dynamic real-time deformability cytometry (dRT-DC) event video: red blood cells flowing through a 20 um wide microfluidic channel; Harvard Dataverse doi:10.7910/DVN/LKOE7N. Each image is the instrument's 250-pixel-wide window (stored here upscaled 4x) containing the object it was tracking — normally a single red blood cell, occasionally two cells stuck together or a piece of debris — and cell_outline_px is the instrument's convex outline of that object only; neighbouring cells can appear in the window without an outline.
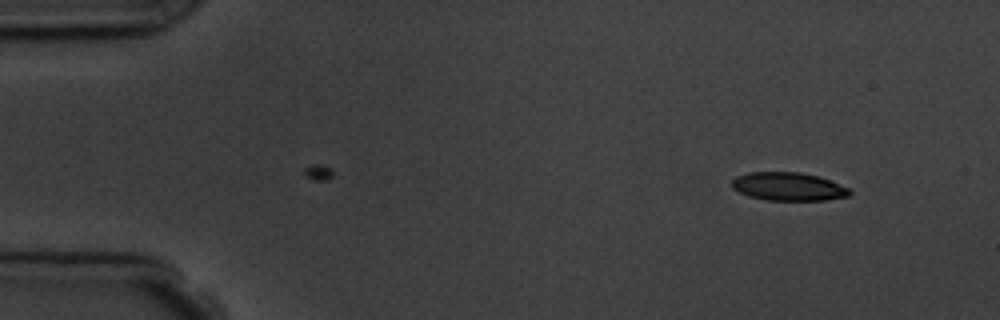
{"species": "common noctule bat (a hibernating species)", "species_latin": "Nyctalus noctula", "temperature_condition": "room temperature", "stored_images_in_passage": 4, "camera_frame_rate_fps": 3000, "um_per_image_px": 0.085, "animal": {"sex": "male", "body_mass_g": 19.5, "forearm_length_mm": 54.6}, "frame": {"image": 1, "passage_image": 4, "time_ms": 3.333, "image_size_px": [1000, 320], "cell_outline_px": [[852, 192], [848, 196], [824, 200], [768, 200], [748, 196], [732, 188], [732, 180], [736, 176], [748, 172], [800, 172], [816, 176], [828, 180], [848, 188]], "centroid_in_image_um": [66.97, 15.85], "position_along_channel_um": 18.0, "area_um2": 19.19}}